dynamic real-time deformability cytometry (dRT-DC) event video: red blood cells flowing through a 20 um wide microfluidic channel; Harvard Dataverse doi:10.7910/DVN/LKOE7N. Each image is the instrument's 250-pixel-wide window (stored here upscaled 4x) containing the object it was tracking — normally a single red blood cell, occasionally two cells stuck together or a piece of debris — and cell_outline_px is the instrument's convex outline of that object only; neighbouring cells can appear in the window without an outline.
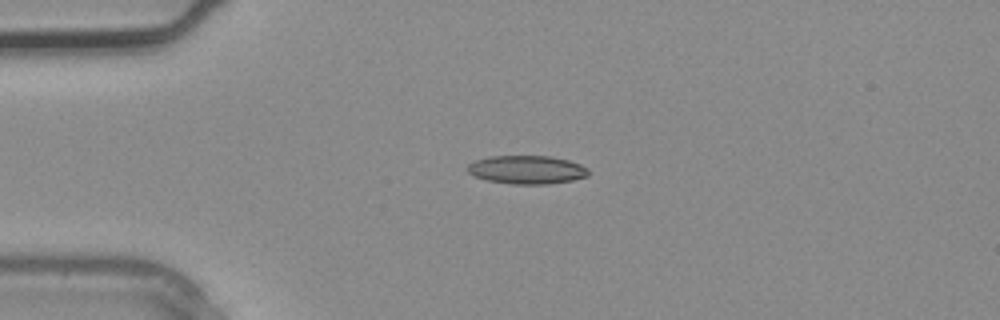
{"species": "common noctule bat (a hibernating species)", "species_latin": "Nyctalus noctula", "temperature_condition": "warm", "stored_images_in_passage": 1, "camera_frame_rate_fps": 3000, "um_per_image_px": 0.085, "animal": {"sex": "male", "body_mass_g": 20.4}, "frame": {"image": 1, "passage_image": 1, "time_ms": 0.0, "image_size_px": [1000, 320], "cell_outline_px": [[588, 176], [572, 180], [548, 184], [512, 184], [488, 180], [476, 176], [468, 172], [464, 168], [468, 164], [476, 160], [488, 156], [552, 156], [568, 160], [580, 164], [588, 168]], "centroid_in_image_um": [44.77, 14.42], "position_along_channel_um": 40.2, "area_um2": 20.06}}